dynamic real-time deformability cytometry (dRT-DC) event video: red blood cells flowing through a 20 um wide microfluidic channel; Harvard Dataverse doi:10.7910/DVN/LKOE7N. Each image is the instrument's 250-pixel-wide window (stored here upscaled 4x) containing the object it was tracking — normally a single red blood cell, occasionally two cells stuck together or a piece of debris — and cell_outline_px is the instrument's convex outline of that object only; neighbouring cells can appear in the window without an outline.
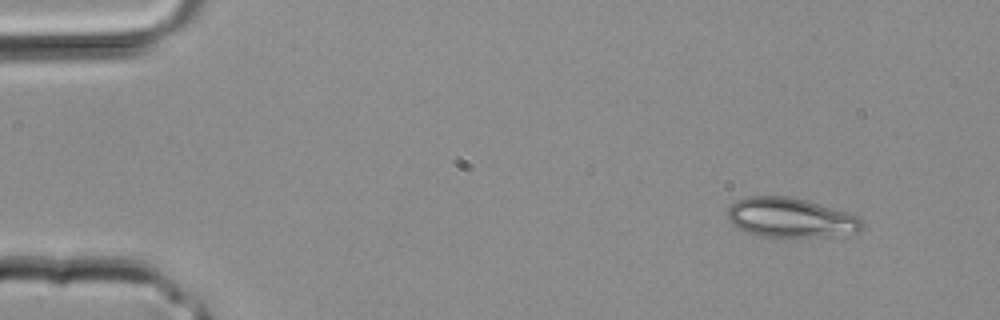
{"species": "common noctule bat (a hibernating species)", "species_latin": "Nyctalus noctula", "temperature_condition": "room temperature", "stored_images_in_passage": 3, "camera_frame_rate_fps": 3000, "um_per_image_px": 0.085, "animal": {"sex": "male", "body_mass_g": 20.4}, "frame": {"image": 1, "passage_image": 1, "time_ms": 0.0, "image_size_px": [1000, 320], "cell_outline_px": [[860, 228], [856, 232], [824, 236], [760, 236], [748, 232], [732, 224], [728, 220], [728, 208], [736, 200], [748, 196], [792, 196], [844, 212], [856, 216], [860, 220]], "centroid_in_image_um": [67.1, 18.48], "position_along_channel_um": 17.9, "area_um2": 30.17}}